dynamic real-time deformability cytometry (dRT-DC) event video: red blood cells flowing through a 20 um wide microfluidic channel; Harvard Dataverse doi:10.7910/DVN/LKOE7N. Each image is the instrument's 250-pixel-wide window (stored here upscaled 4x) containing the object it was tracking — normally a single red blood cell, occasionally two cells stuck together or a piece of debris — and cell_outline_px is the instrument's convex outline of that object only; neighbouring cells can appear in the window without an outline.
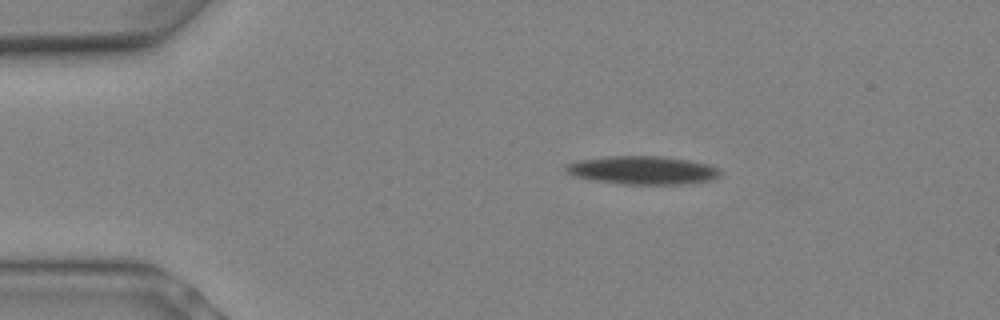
{"species": "Egyptian fruit bat (a non-hibernating species)", "species_latin": "Rousettus aegyptiacus", "temperature_condition": "warm", "stored_images_in_passage": 8, "camera_frame_rate_fps": 3000, "um_per_image_px": 0.085, "animal": {"sex": "female"}, "frame": {"image": 1, "passage_image": 3, "time_ms": 0.667, "image_size_px": [1000, 320], "cell_outline_px": [[724, 172], [716, 180], [680, 184], [624, 184], [596, 180], [576, 176], [568, 172], [564, 168], [564, 164], [580, 160], [608, 156], [660, 156], [688, 160], [708, 164], [720, 168]], "centroid_in_image_um": [54.71, 14.46], "position_along_channel_um": 30.3, "area_um2": 25.49}}
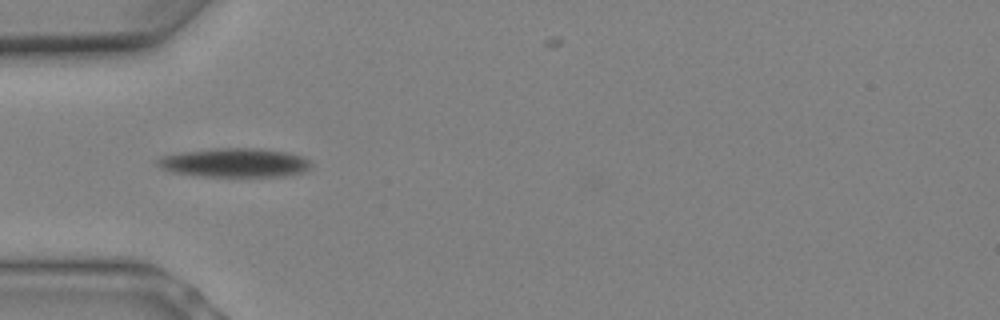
{"frame": {"image": 2, "passage_image": 6, "time_ms": 1.667, "image_size_px": [1000, 320], "cell_outline_px": [[312, 164], [304, 172], [284, 176], [200, 176], [168, 172], [160, 168], [156, 164], [156, 160], [160, 156], [184, 152], [212, 148], [260, 148], [288, 152], [304, 156], [312, 160]], "centroid_in_image_um": [19.95, 13.82], "position_along_channel_um": 65.0, "area_um2": 26.3}}